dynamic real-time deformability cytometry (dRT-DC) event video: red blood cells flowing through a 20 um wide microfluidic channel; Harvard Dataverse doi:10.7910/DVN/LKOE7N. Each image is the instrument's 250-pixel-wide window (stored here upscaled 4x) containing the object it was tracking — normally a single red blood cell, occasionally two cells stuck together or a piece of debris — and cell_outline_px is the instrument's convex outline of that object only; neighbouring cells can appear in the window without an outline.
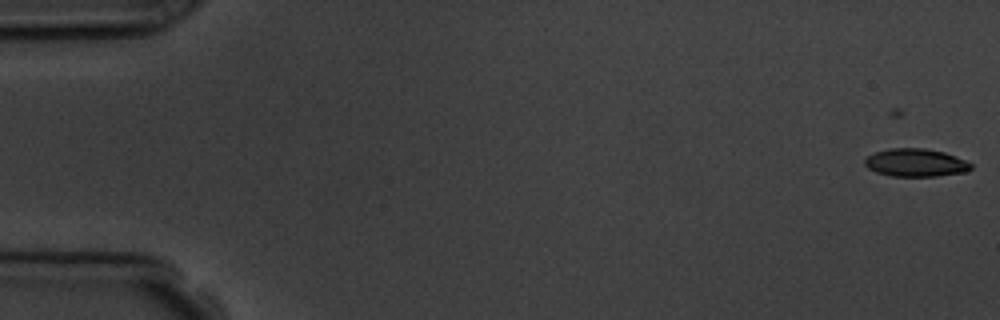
{"species": "common noctule bat (a hibernating species)", "species_latin": "Nyctalus noctula", "temperature_condition": "room temperature", "stored_images_in_passage": 5, "camera_frame_rate_fps": 3000, "um_per_image_px": 0.085, "animal": {"sex": "male", "body_mass_g": 19.5, "forearm_length_mm": 54.6}, "frame": {"image": 1, "passage_image": 2, "time_ms": 1.0, "image_size_px": [1000, 320], "cell_outline_px": [[972, 168], [968, 172], [936, 176], [892, 176], [876, 172], [868, 168], [864, 164], [864, 160], [868, 156], [876, 152], [888, 148], [924, 148], [944, 152], [956, 156], [972, 164]], "centroid_in_image_um": [77.85, 13.83], "position_along_channel_um": 7.2, "area_um2": 17.34}}
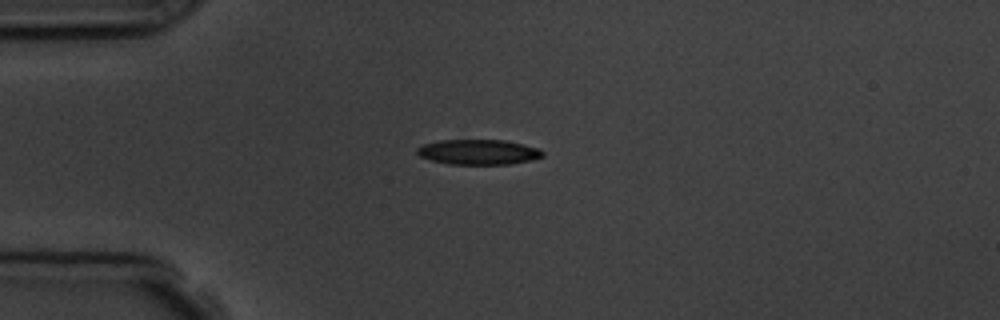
{"frame": {"image": 2, "passage_image": 5, "time_ms": 5.333, "image_size_px": [1000, 320], "cell_outline_px": [[544, 156], [532, 160], [512, 164], [448, 164], [432, 160], [420, 156], [416, 152], [416, 148], [424, 144], [440, 140], [504, 140], [524, 144], [540, 148], [544, 152]], "centroid_in_image_um": [40.71, 12.92], "position_along_channel_um": 44.3, "area_um2": 18.5}}